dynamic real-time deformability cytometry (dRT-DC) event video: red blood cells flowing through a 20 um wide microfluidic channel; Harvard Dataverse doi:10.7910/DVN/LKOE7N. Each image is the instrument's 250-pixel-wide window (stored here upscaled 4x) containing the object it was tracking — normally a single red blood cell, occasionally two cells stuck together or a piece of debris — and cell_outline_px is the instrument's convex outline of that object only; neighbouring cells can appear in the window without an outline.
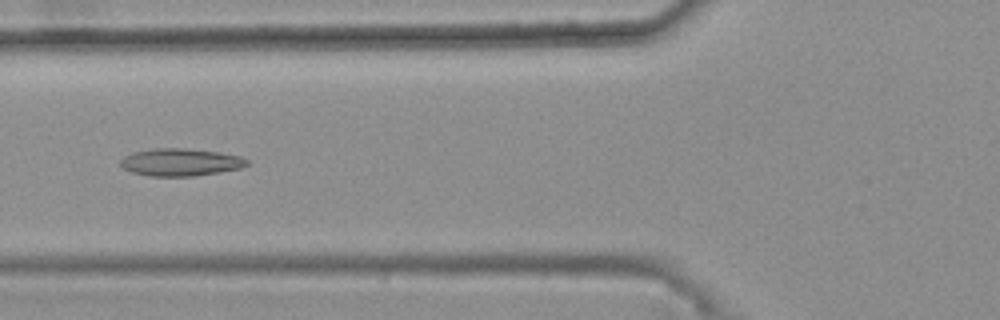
{"species": "common noctule bat (a hibernating species)", "species_latin": "Nyctalus noctula", "temperature_condition": "warm", "stored_images_in_passage": 39, "camera_frame_rate_fps": 3000, "um_per_image_px": 0.085, "animal": {"sex": "female", "body_mass_g": 25.1}, "frame": {"image": 1, "passage_image": 13, "time_ms": 4.0, "image_size_px": [1000, 320], "cell_outline_px": [[248, 164], [240, 168], [220, 172], [196, 176], [148, 176], [132, 172], [124, 168], [120, 164], [120, 160], [124, 156], [136, 152], [152, 148], [184, 148], [216, 152], [240, 156], [248, 160]], "centroid_in_image_um": [15.33, 13.79], "position_along_channel_um": 110.5, "area_um2": 20.11}}
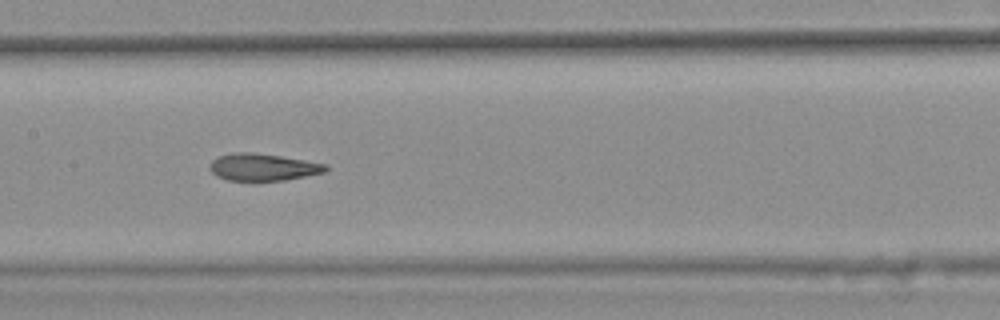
{"frame": {"image": 2, "passage_image": 19, "time_ms": 6.0, "image_size_px": [1000, 320], "cell_outline_px": [[328, 168], [324, 172], [284, 180], [252, 184], [228, 180], [216, 176], [208, 168], [208, 164], [212, 160], [220, 156], [232, 152], [248, 152], [280, 156], [328, 164]], "centroid_in_image_um": [22.28, 14.25], "position_along_channel_um": 185.1, "area_um2": 18.96}}
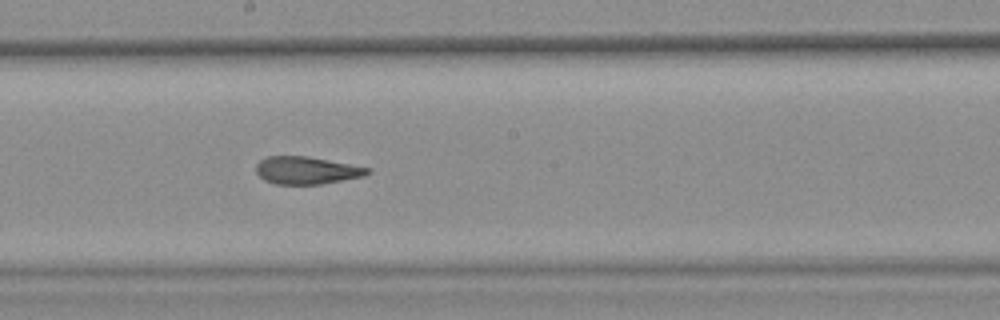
{"frame": {"image": 3, "passage_image": 22, "time_ms": 7.0, "image_size_px": [1000, 320], "cell_outline_px": [[372, 172], [364, 176], [320, 184], [276, 184], [264, 180], [256, 172], [256, 164], [260, 160], [268, 156], [308, 156], [372, 168]], "centroid_in_image_um": [26.08, 14.47], "position_along_channel_um": 222.1, "area_um2": 17.92}, "authors_computed_cell_mechanics": {"area_um2": 18.9584, "velocity_mm_per_s": 3.7278, "shape_relaxation_time_tau1_ms": null, "shape_relaxation_time_tau2_ms": 2.2264, "deformation_change_tau1": null, "deformation_change_tau2": 0.0977}}